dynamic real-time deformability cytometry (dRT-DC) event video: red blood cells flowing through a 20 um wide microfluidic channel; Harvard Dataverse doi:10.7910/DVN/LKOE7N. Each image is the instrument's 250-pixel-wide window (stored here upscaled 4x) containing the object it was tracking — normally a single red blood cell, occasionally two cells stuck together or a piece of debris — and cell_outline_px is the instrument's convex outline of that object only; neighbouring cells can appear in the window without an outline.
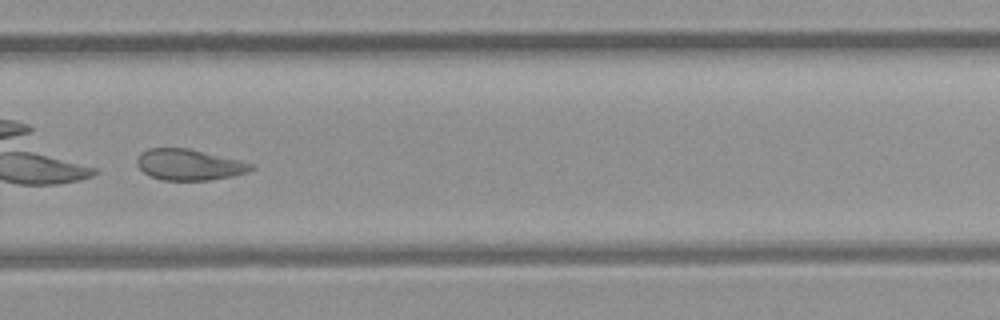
{"species": "common noctule bat (a hibernating species)", "species_latin": "Nyctalus noctula", "temperature_condition": "room temperature", "stored_images_in_passage": 23, "camera_frame_rate_fps": 3000, "um_per_image_px": 0.085, "animal": {"sex": "female", "body_mass_g": 21.9}, "frame": {"image": 1, "passage_image": 17, "time_ms": 5.333, "image_size_px": [1000, 320], "cell_outline_px": [[256, 168], [248, 172], [232, 176], [208, 180], [160, 180], [148, 176], [136, 164], [136, 160], [140, 152], [148, 148], [188, 148], [240, 160], [256, 164]], "centroid_in_image_um": [16.08, 14.0], "position_along_channel_um": 313.7, "area_um2": 20.87}}
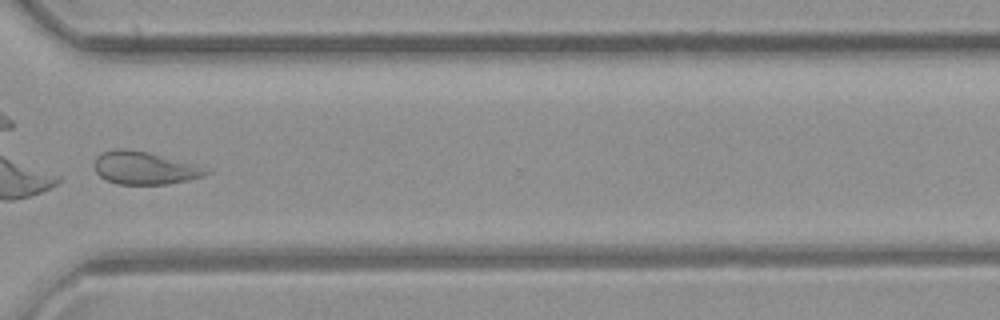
{"frame": {"image": 2, "passage_image": 20, "time_ms": 6.333, "image_size_px": [1000, 320], "cell_outline_px": [[212, 172], [204, 176], [188, 180], [164, 184], [116, 184], [100, 176], [96, 172], [96, 156], [104, 152], [120, 148], [124, 148], [148, 152], [212, 168]], "centroid_in_image_um": [12.37, 14.28], "position_along_channel_um": 358.2, "area_um2": 21.33}}